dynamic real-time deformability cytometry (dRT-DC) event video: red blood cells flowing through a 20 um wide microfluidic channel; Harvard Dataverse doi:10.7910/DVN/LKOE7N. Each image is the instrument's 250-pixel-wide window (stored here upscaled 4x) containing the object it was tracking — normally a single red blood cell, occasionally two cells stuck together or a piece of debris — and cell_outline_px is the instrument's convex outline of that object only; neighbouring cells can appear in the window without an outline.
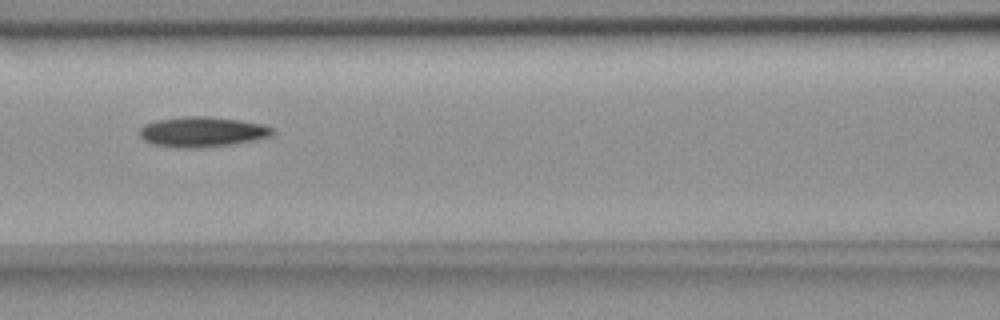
{"species": "common noctule bat (a hibernating species)", "species_latin": "Nyctalus noctula", "temperature_condition": "room temperature", "stored_images_in_passage": 8, "camera_frame_rate_fps": 3000, "um_per_image_px": 0.085, "animal": {"sex": "female", "body_mass_g": 18.4}, "frame": {"image": 1, "passage_image": 6, "time_ms": 7.0, "image_size_px": [1000, 320], "cell_outline_px": [[276, 132], [272, 136], [232, 144], [196, 148], [184, 148], [152, 144], [144, 140], [140, 136], [140, 128], [144, 124], [156, 120], [184, 116], [212, 116], [240, 120], [264, 124], [272, 128]], "centroid_in_image_um": [17.2, 11.19], "position_along_channel_um": 149.4, "area_um2": 23.47}}
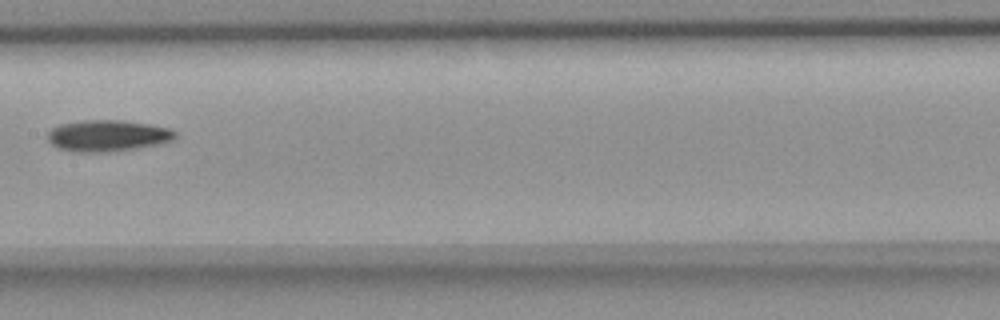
{"frame": {"image": 2, "passage_image": 7, "time_ms": 8.333, "image_size_px": [1000, 320], "cell_outline_px": [[176, 136], [172, 140], [160, 144], [112, 152], [72, 152], [60, 148], [52, 144], [48, 140], [48, 132], [52, 128], [60, 124], [84, 120], [120, 120], [148, 124], [168, 128], [176, 132]], "centroid_in_image_um": [9.14, 11.54], "position_along_channel_um": 198.3, "area_um2": 23.29}}
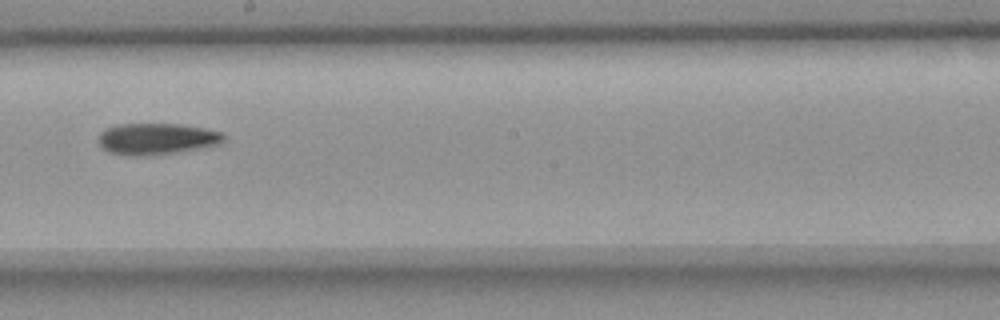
{"frame": {"image": 3, "passage_image": 8, "time_ms": 9.333, "image_size_px": [1000, 320], "cell_outline_px": [[224, 140], [212, 144], [196, 148], [172, 152], [132, 156], [108, 152], [100, 144], [100, 132], [104, 128], [120, 124], [180, 124], [204, 128], [220, 132], [224, 136]], "centroid_in_image_um": [13.24, 11.77], "position_along_channel_um": 235.0, "area_um2": 22.14}}